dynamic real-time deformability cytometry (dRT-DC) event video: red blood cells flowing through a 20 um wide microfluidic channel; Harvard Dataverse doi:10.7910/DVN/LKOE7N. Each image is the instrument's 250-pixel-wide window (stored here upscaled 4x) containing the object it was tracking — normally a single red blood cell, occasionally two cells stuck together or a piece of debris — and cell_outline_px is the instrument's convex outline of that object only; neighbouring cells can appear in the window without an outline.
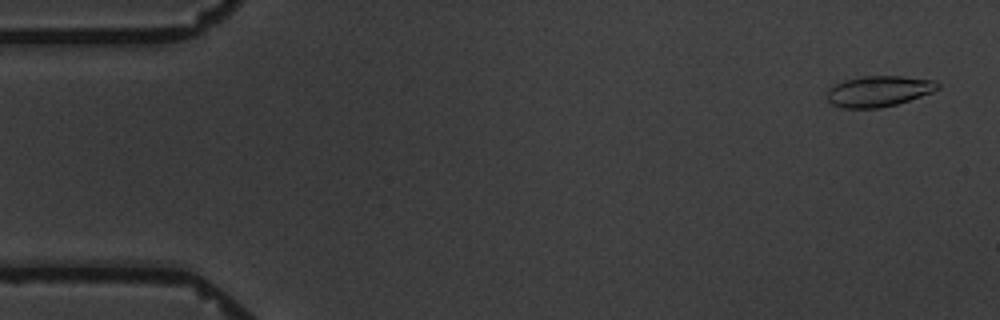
{"species": "common noctule bat (a hibernating species)", "species_latin": "Nyctalus noctula", "temperature_condition": "warm", "stored_images_in_passage": 58, "camera_frame_rate_fps": 3000, "um_per_image_px": 0.085, "animal": {"sex": "male", "body_mass_g": 19.5, "forearm_length_mm": 54.6}, "frame": {"image": 1, "passage_image": 2, "time_ms": 0.333, "image_size_px": [1000, 320], "cell_outline_px": [[940, 88], [932, 92], [896, 104], [880, 108], [844, 108], [832, 104], [828, 100], [828, 88], [844, 80], [864, 76], [900, 76], [936, 80], [940, 84]], "centroid_in_image_um": [74.71, 7.74], "position_along_channel_um": 10.3, "area_um2": 19.77}}
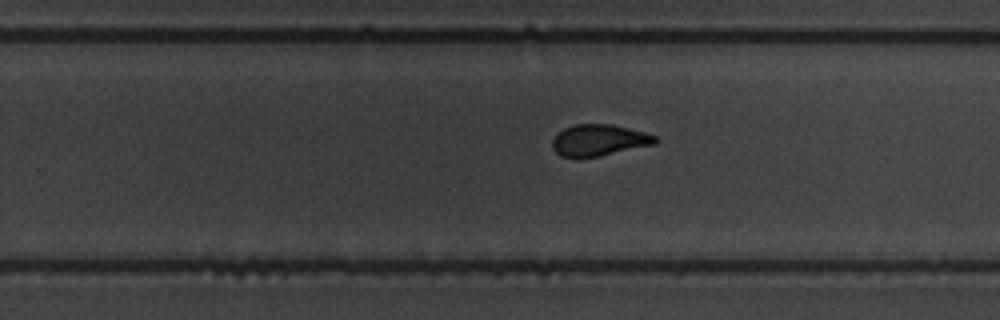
{"frame": {"image": 2, "passage_image": 36, "time_ms": 11.667, "image_size_px": [1000, 320], "cell_outline_px": [[656, 144], [600, 156], [576, 160], [560, 156], [552, 148], [552, 140], [556, 132], [564, 128], [576, 124], [612, 124], [644, 132], [656, 136]], "centroid_in_image_um": [50.84, 11.94], "position_along_channel_um": 279.0, "area_um2": 19.31}}
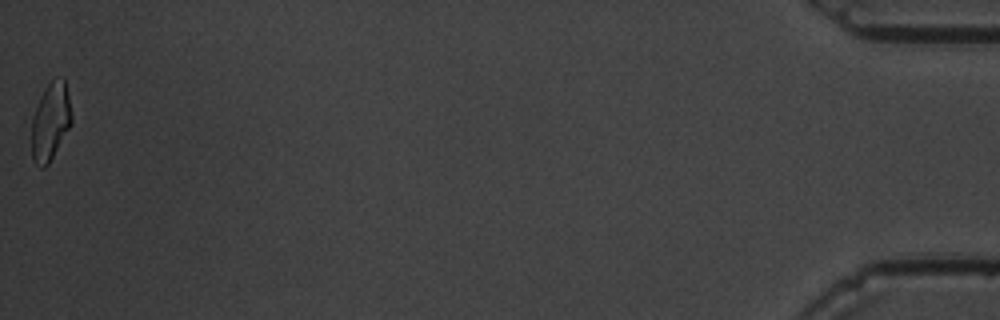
{"frame": {"image": 3, "passage_image": 58, "time_ms": 19.0, "image_size_px": [1000, 320], "cell_outline_px": [[72, 124], [48, 164], [44, 168], [40, 168], [32, 160], [32, 116], [40, 96], [44, 88], [52, 80], [64, 76], [72, 116]], "centroid_in_image_um": [4.29, 10.33], "position_along_channel_um": 430.9, "area_um2": 18.15}, "authors_computed_cell_mechanics": {"area_um2": 19.1318, "velocity_mm_per_s": 3.4386, "shape_relaxation_time_tau1_ms": 4.4283, "shape_relaxation_time_tau2_ms": 1.1841, "deformation_change_tau1": 0.1757, "deformation_change_tau2": 0.0799}}